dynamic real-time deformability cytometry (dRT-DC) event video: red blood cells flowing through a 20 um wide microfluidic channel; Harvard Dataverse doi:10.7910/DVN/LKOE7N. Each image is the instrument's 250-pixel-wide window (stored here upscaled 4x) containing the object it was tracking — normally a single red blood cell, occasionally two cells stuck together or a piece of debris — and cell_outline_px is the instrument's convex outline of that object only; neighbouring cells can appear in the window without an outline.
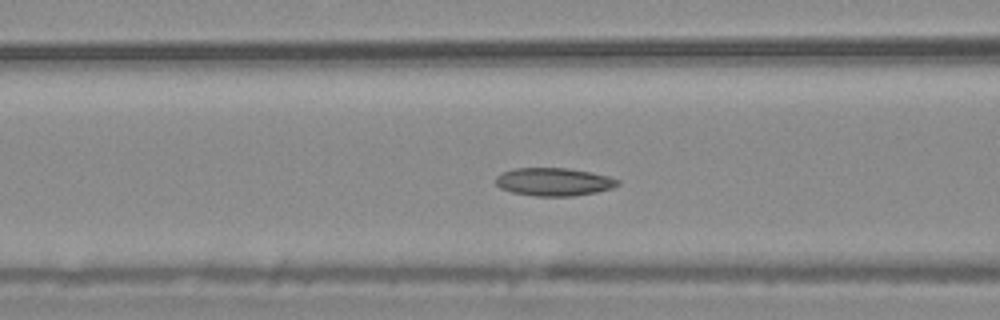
{"species": "common noctule bat (a hibernating species)", "species_latin": "Nyctalus noctula", "temperature_condition": "warm", "stored_images_in_passage": 55, "camera_frame_rate_fps": 3000, "um_per_image_px": 0.085, "animal": {"sex": "male", "body_mass_g": 20.4}, "frame": {"image": 1, "passage_image": 22, "time_ms": 7.0, "image_size_px": [1000, 320], "cell_outline_px": [[620, 184], [612, 188], [596, 192], [572, 196], [536, 196], [512, 192], [500, 188], [496, 184], [496, 176], [500, 172], [512, 168], [568, 168], [592, 172], [608, 176], [620, 180]], "centroid_in_image_um": [47.06, 15.44], "position_along_channel_um": 119.5, "area_um2": 20.06}}
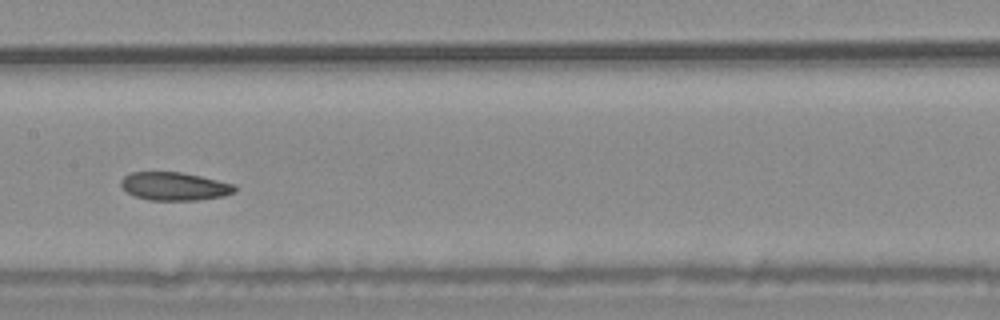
{"frame": {"image": 2, "passage_image": 28, "time_ms": 9.0, "image_size_px": [1000, 320], "cell_outline_px": [[236, 192], [224, 196], [200, 200], [148, 200], [136, 196], [128, 192], [120, 184], [120, 180], [124, 176], [132, 172], [180, 172], [200, 176], [236, 184]], "centroid_in_image_um": [14.87, 15.84], "position_along_channel_um": 192.5, "area_um2": 18.73}}
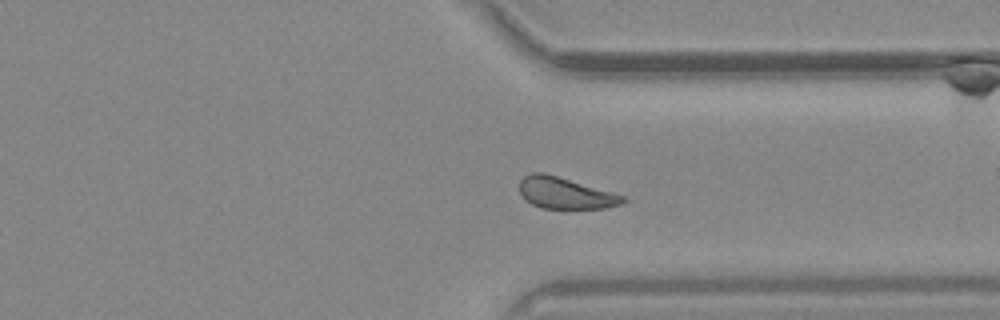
{"frame": {"image": 3, "passage_image": 42, "time_ms": 13.667, "image_size_px": [1000, 320], "cell_outline_px": [[624, 200], [620, 204], [604, 208], [540, 208], [524, 200], [520, 196], [520, 180], [524, 176], [532, 172], [544, 172], [624, 196]], "centroid_in_image_um": [47.95, 16.41], "position_along_channel_um": 363.4, "area_um2": 18.67}, "authors_computed_cell_mechanics": {"area_um2": 20.0566, "velocity_mm_per_s": 3.6559, "shape_relaxation_time_tau1_ms": null, "shape_relaxation_time_tau2_ms": 5.773, "deformation_change_tau1": null, "deformation_change_tau2": 0.1159}}